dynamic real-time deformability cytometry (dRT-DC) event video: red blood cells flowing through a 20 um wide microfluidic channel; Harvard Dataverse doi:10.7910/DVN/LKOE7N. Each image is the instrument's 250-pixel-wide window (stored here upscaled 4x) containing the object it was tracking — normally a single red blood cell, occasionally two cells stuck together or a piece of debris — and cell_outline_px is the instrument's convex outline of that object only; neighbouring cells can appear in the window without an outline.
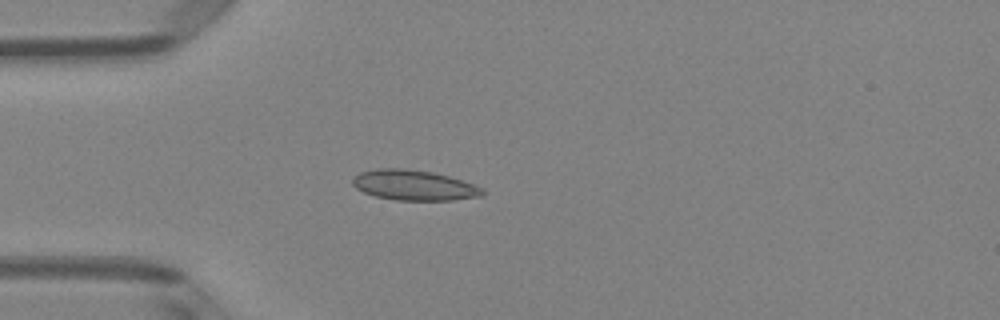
{"species": "Egyptian fruit bat (a non-hibernating species)", "species_latin": "Rousettus aegyptiacus", "temperature_condition": "room temperature", "stored_images_in_passage": 49, "camera_frame_rate_fps": 3000, "um_per_image_px": 0.085, "animal": {"sex": "female"}, "frame": {"image": 1, "passage_image": 13, "time_ms": 4.0, "image_size_px": [1000, 320], "cell_outline_px": [[484, 196], [452, 200], [396, 200], [376, 196], [364, 192], [356, 188], [352, 184], [352, 180], [360, 172], [376, 168], [404, 168], [432, 172], [448, 176], [484, 188]], "centroid_in_image_um": [35.19, 15.74], "position_along_channel_um": 49.8, "area_um2": 22.83}}
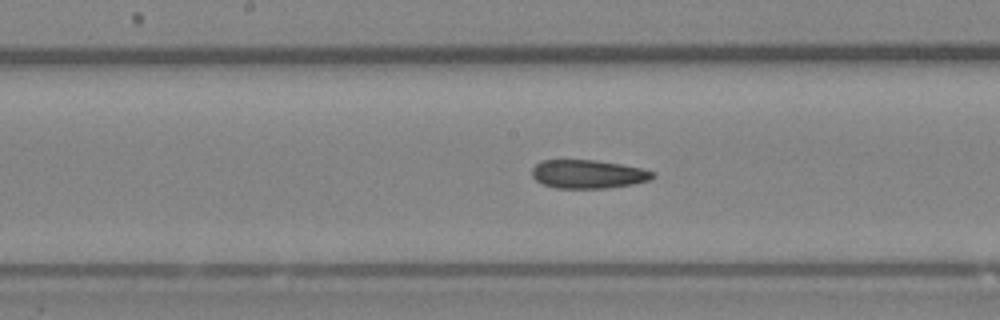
{"frame": {"image": 2, "passage_image": 25, "time_ms": 8.0, "image_size_px": [1000, 320], "cell_outline_px": [[656, 176], [648, 180], [632, 184], [604, 188], [556, 188], [544, 184], [536, 180], [532, 176], [532, 168], [540, 160], [596, 160], [620, 164], [640, 168], [656, 172]], "centroid_in_image_um": [49.97, 14.79], "position_along_channel_um": 198.2, "area_um2": 20.0}}
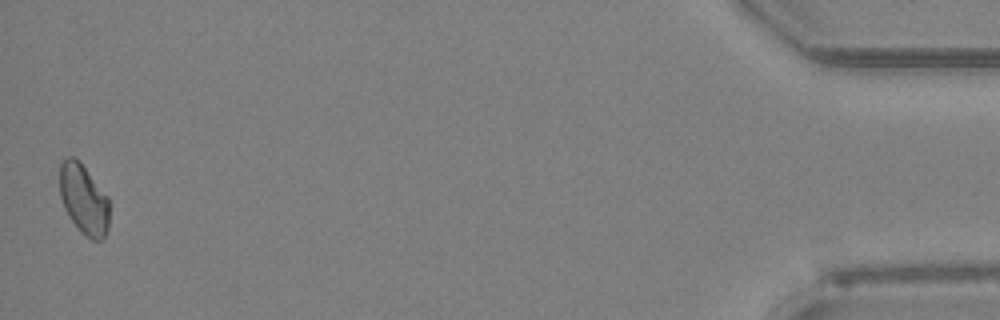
{"frame": {"image": 3, "passage_image": 49, "time_ms": 16.0, "image_size_px": [1000, 320], "cell_outline_px": [[108, 228], [104, 236], [100, 240], [92, 240], [84, 236], [80, 232], [68, 216], [64, 208], [60, 196], [60, 164], [68, 156], [72, 156], [84, 168], [108, 196]], "centroid_in_image_um": [7.1, 16.99], "position_along_channel_um": 428.1, "area_um2": 20.0}}